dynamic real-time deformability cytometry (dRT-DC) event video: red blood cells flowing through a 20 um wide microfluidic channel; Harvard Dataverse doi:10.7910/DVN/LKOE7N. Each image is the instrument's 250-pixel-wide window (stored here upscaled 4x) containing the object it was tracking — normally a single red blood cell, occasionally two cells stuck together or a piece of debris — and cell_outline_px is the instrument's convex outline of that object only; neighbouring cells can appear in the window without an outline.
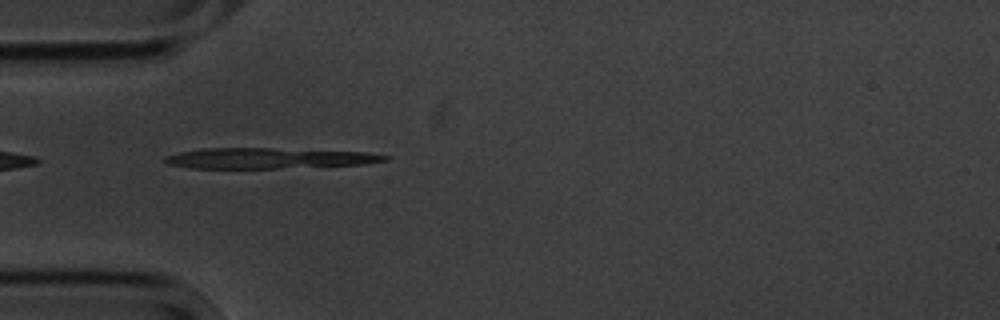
{"species": "common noctule bat (a hibernating species)", "species_latin": "Nyctalus noctula", "temperature_condition": "cold", "stored_images_in_passage": 2, "camera_frame_rate_fps": 3000, "um_per_image_px": 0.085, "animal": {"sex": "male", "body_mass_g": 20.1, "forearm_length_mm": 53.5}, "frame": {"image": 1, "passage_image": 1, "time_ms": 0.0, "image_size_px": [1000, 320], "cell_outline_px": [[392, 156], [388, 160], [364, 164], [276, 168], [192, 168], [168, 164], [164, 160], [164, 156], [180, 152], [200, 148], [272, 148], [368, 152]], "centroid_in_image_um": [22.86, 13.44], "position_along_channel_um": 62.1, "area_um2": 26.41}}